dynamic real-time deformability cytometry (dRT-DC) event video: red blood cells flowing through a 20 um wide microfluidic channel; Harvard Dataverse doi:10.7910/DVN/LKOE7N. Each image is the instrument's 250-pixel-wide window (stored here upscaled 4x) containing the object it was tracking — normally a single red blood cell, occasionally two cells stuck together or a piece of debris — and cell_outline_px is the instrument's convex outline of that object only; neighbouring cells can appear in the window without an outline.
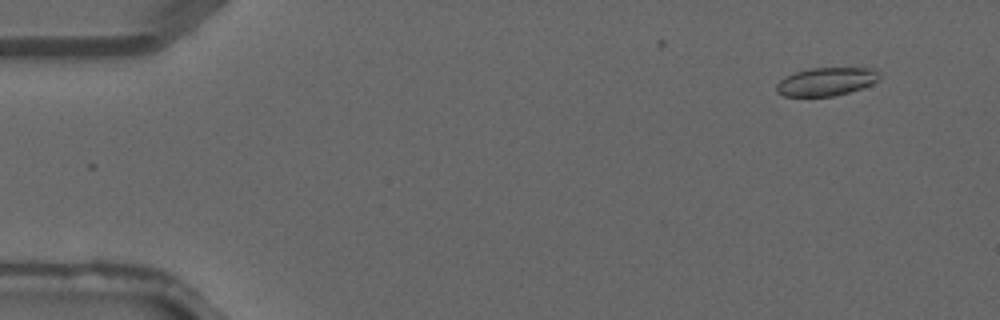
{"species": "common noctule bat (a hibernating species)", "species_latin": "Nyctalus noctula", "temperature_condition": "warm", "stored_images_in_passage": 8, "camera_frame_rate_fps": 3000, "um_per_image_px": 0.085, "animal": {"sex": "male", "forearm_length_mm": 52.5}, "frame": {"image": 1, "passage_image": 2, "time_ms": 0.333, "image_size_px": [1000, 320], "cell_outline_px": [[880, 76], [872, 84], [848, 92], [832, 96], [784, 96], [776, 92], [776, 84], [784, 76], [796, 72], [812, 68], [872, 68]], "centroid_in_image_um": [70.17, 6.94], "position_along_channel_um": 14.8, "area_um2": 16.7}}